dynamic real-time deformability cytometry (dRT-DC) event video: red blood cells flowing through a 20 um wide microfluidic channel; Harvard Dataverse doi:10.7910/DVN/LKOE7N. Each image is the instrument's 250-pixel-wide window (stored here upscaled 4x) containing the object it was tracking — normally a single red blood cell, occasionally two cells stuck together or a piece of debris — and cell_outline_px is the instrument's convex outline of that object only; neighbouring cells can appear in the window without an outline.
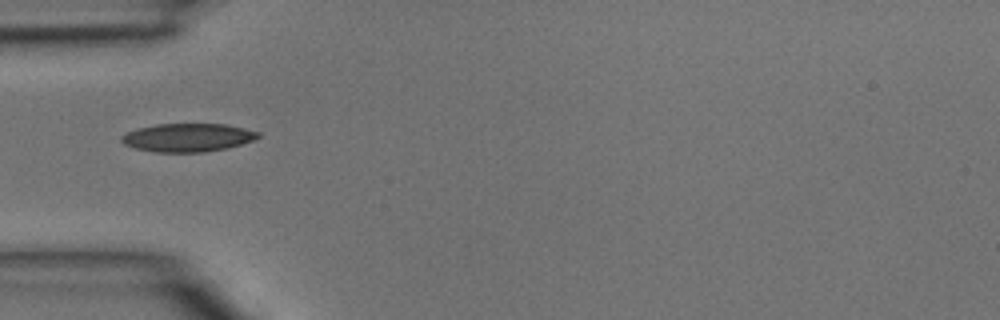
{"species": "common noctule bat (a hibernating species)", "species_latin": "Nyctalus noctula", "temperature_condition": "room temperature", "stored_images_in_passage": 5, "camera_frame_rate_fps": 3000, "um_per_image_px": 0.085, "animal": {"sex": "male", "body_mass_g": 15.6}, "frame": {"image": 1, "passage_image": 5, "time_ms": 1.333, "image_size_px": [1000, 320], "cell_outline_px": [[260, 136], [252, 140], [228, 148], [204, 152], [156, 152], [136, 148], [124, 144], [120, 140], [120, 136], [136, 128], [156, 124], [228, 124], [260, 132]], "centroid_in_image_um": [15.95, 11.68], "position_along_channel_um": 69.1, "area_um2": 22.54}}